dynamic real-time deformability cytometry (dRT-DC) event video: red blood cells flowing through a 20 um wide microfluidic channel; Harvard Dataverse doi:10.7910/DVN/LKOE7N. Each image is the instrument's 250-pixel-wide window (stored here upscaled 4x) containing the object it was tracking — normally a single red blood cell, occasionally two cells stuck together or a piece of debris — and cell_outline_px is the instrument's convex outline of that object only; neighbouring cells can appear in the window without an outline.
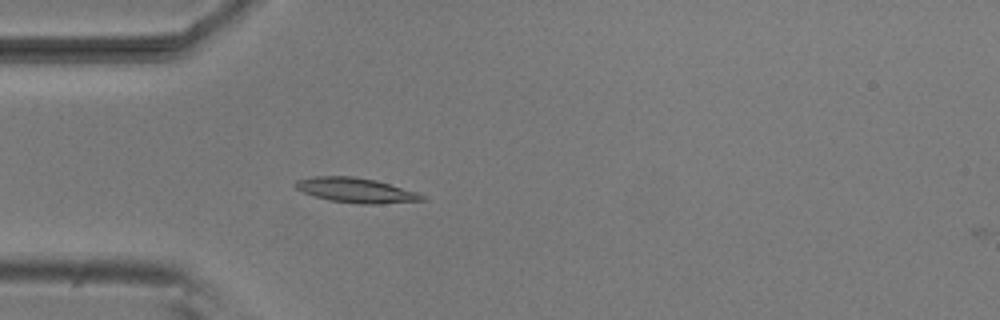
{"species": "common noctule bat (a hibernating species)", "species_latin": "Nyctalus noctula", "temperature_condition": "room temperature", "stored_images_in_passage": 16, "camera_frame_rate_fps": 3000, "um_per_image_px": 0.085, "animal": {"sex": "male", "body_mass_g": 20.5, "forearm_length_mm": 52.5}, "frame": {"image": 1, "passage_image": 15, "time_ms": 4.667, "image_size_px": [1000, 320], "cell_outline_px": [[428, 200], [380, 204], [360, 204], [328, 200], [304, 192], [296, 188], [292, 184], [296, 180], [312, 176], [352, 176], [376, 180], [416, 192], [428, 196]], "centroid_in_image_um": [30.28, 16.17], "position_along_channel_um": 54.7, "area_um2": 18.44}}